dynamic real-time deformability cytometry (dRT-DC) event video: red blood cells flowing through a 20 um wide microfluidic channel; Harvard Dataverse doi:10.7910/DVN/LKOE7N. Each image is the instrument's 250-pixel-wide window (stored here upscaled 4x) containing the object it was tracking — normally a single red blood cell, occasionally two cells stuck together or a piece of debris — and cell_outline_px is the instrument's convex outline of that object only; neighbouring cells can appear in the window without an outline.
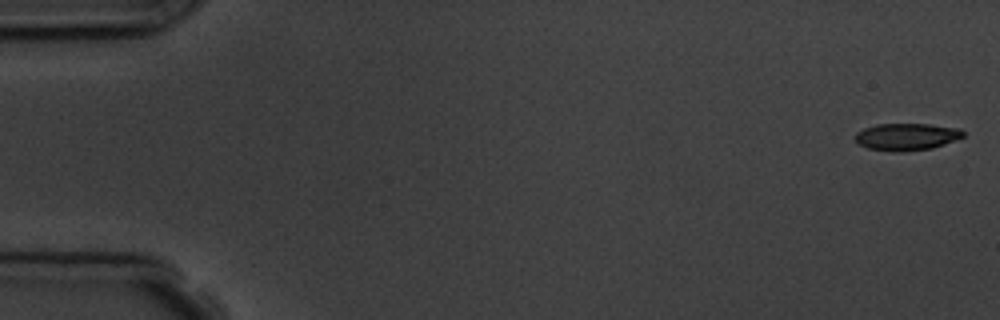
{"species": "common noctule bat (a hibernating species)", "species_latin": "Nyctalus noctula", "temperature_condition": "room temperature", "stored_images_in_passage": 11, "camera_frame_rate_fps": 3000, "um_per_image_px": 0.085, "animal": {"sex": "male", "body_mass_g": 19.5, "forearm_length_mm": 54.6}, "frame": {"image": 1, "passage_image": 1, "time_ms": 0.0, "image_size_px": [1000, 320], "cell_outline_px": [[964, 136], [944, 144], [932, 148], [904, 152], [892, 152], [868, 148], [860, 144], [856, 140], [856, 132], [864, 128], [876, 124], [928, 124], [960, 128], [964, 132]], "centroid_in_image_um": [77.06, 11.62], "position_along_channel_um": 7.9, "area_um2": 17.05}}
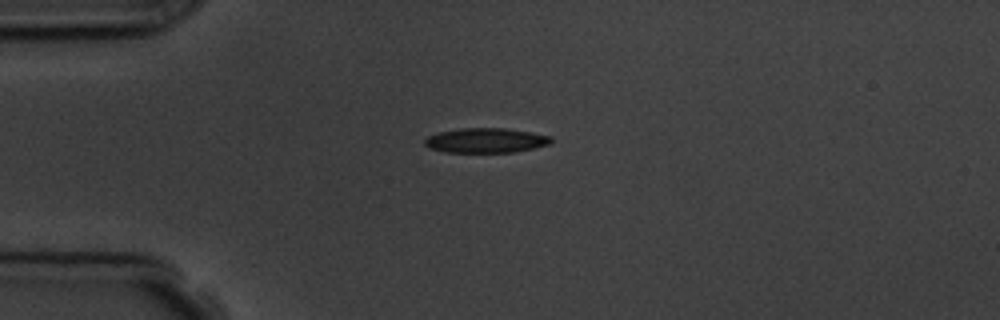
{"frame": {"image": 2, "passage_image": 4, "time_ms": 4.333, "image_size_px": [1000, 320], "cell_outline_px": [[552, 140], [548, 144], [516, 152], [444, 152], [428, 148], [424, 144], [424, 140], [428, 136], [436, 132], [460, 128], [504, 128], [532, 132], [552, 136]], "centroid_in_image_um": [41.25, 11.93], "position_along_channel_um": 43.7, "area_um2": 18.32}}
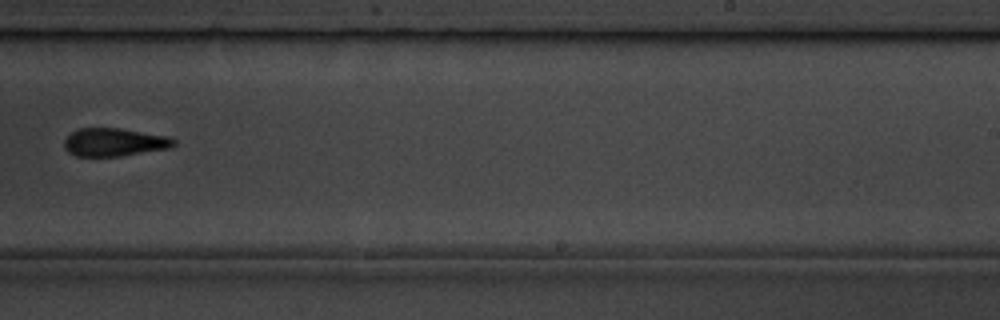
{"frame": {"image": 3, "passage_image": 10, "time_ms": 11.333, "image_size_px": [1000, 320], "cell_outline_px": [[176, 144], [172, 148], [120, 156], [76, 156], [68, 152], [64, 148], [64, 140], [76, 128], [120, 128], [172, 136], [176, 140]], "centroid_in_image_um": [9.77, 12.08], "position_along_channel_um": 279.2, "area_um2": 18.26}}